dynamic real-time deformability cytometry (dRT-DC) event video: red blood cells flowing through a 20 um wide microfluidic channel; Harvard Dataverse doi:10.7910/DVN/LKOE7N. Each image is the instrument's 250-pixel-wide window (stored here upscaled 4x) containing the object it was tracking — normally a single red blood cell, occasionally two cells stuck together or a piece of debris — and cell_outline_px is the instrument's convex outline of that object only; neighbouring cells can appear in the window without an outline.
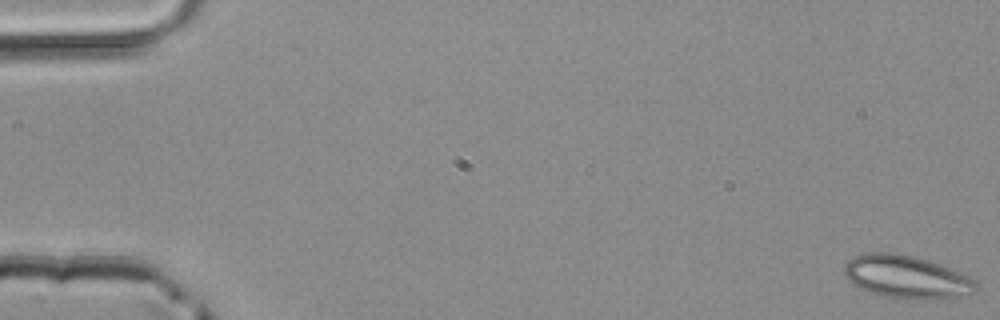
{"species": "common noctule bat (a hibernating species)", "species_latin": "Nyctalus noctula", "temperature_condition": "room temperature", "stored_images_in_passage": 50, "camera_frame_rate_fps": 3000, "um_per_image_px": 0.085, "animal": {"sex": "male", "body_mass_g": 20.4}, "frame": {"image": 1, "passage_image": 1, "time_ms": 0.0, "image_size_px": [1000, 320], "cell_outline_px": [[976, 292], [948, 300], [916, 300], [880, 296], [852, 284], [848, 280], [844, 272], [844, 264], [852, 256], [864, 252], [896, 252], [916, 256], [940, 264], [968, 276], [976, 280]], "centroid_in_image_um": [77.06, 23.55], "position_along_channel_um": 7.9, "area_um2": 33.76}}
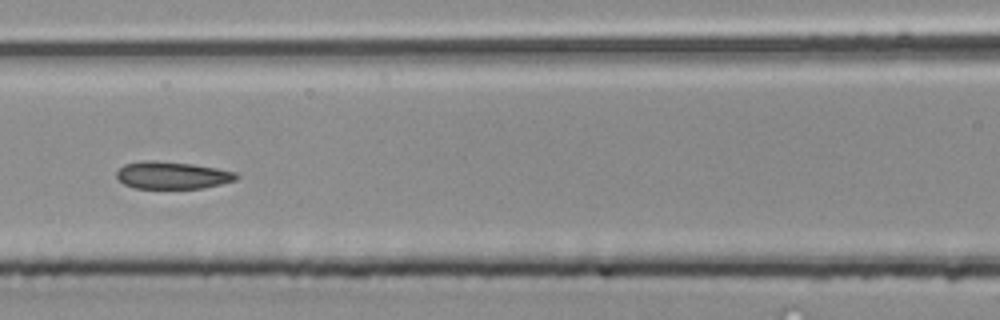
{"frame": {"image": 2, "passage_image": 23, "time_ms": 7.333, "image_size_px": [1000, 320], "cell_outline_px": [[240, 176], [236, 180], [204, 188], [132, 188], [124, 184], [116, 176], [116, 172], [124, 164], [140, 160], [148, 160], [192, 164], [216, 168], [236, 172]], "centroid_in_image_um": [14.63, 14.89], "position_along_channel_um": 152.0, "area_um2": 19.07}}
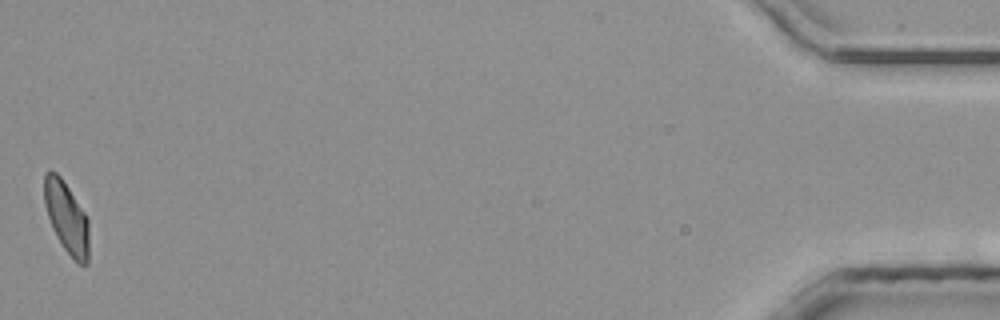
{"frame": {"image": 3, "passage_image": 50, "time_ms": 16.333, "image_size_px": [1000, 320], "cell_outline_px": [[88, 264], [80, 264], [64, 248], [56, 236], [52, 228], [44, 204], [44, 176], [48, 172], [56, 172], [60, 176], [84, 212], [88, 220]], "centroid_in_image_um": [5.65, 18.49], "position_along_channel_um": 429.6, "area_um2": 18.15}}